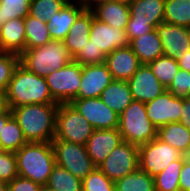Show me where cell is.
Returning a JSON list of instances; mask_svg holds the SVG:
<instances>
[{"instance_id": "5b68a950", "label": "cell", "mask_w": 190, "mask_h": 191, "mask_svg": "<svg viewBox=\"0 0 190 191\" xmlns=\"http://www.w3.org/2000/svg\"><path fill=\"white\" fill-rule=\"evenodd\" d=\"M123 141L140 146L157 137V127L147 116L145 103L133 100L119 115L117 128Z\"/></svg>"}, {"instance_id": "e575fe53", "label": "cell", "mask_w": 190, "mask_h": 191, "mask_svg": "<svg viewBox=\"0 0 190 191\" xmlns=\"http://www.w3.org/2000/svg\"><path fill=\"white\" fill-rule=\"evenodd\" d=\"M31 0H0L2 25L11 19L25 18L29 14Z\"/></svg>"}, {"instance_id": "9c48e42d", "label": "cell", "mask_w": 190, "mask_h": 191, "mask_svg": "<svg viewBox=\"0 0 190 191\" xmlns=\"http://www.w3.org/2000/svg\"><path fill=\"white\" fill-rule=\"evenodd\" d=\"M183 155L158 137L139 146V169L155 177Z\"/></svg>"}, {"instance_id": "3957f363", "label": "cell", "mask_w": 190, "mask_h": 191, "mask_svg": "<svg viewBox=\"0 0 190 191\" xmlns=\"http://www.w3.org/2000/svg\"><path fill=\"white\" fill-rule=\"evenodd\" d=\"M14 154L18 176L30 179L41 186L47 184L56 165L51 142H27Z\"/></svg>"}, {"instance_id": "816d5d0a", "label": "cell", "mask_w": 190, "mask_h": 191, "mask_svg": "<svg viewBox=\"0 0 190 191\" xmlns=\"http://www.w3.org/2000/svg\"><path fill=\"white\" fill-rule=\"evenodd\" d=\"M40 191H54L52 188L48 187V186H42Z\"/></svg>"}, {"instance_id": "9a60e30c", "label": "cell", "mask_w": 190, "mask_h": 191, "mask_svg": "<svg viewBox=\"0 0 190 191\" xmlns=\"http://www.w3.org/2000/svg\"><path fill=\"white\" fill-rule=\"evenodd\" d=\"M112 81L105 63L82 66L81 84L74 99L98 98Z\"/></svg>"}, {"instance_id": "db71d44e", "label": "cell", "mask_w": 190, "mask_h": 191, "mask_svg": "<svg viewBox=\"0 0 190 191\" xmlns=\"http://www.w3.org/2000/svg\"><path fill=\"white\" fill-rule=\"evenodd\" d=\"M68 1H71V0H68ZM72 1L80 3L82 0H72Z\"/></svg>"}, {"instance_id": "484cf974", "label": "cell", "mask_w": 190, "mask_h": 191, "mask_svg": "<svg viewBox=\"0 0 190 191\" xmlns=\"http://www.w3.org/2000/svg\"><path fill=\"white\" fill-rule=\"evenodd\" d=\"M157 137L182 155L190 149V130L180 122H171L159 127Z\"/></svg>"}, {"instance_id": "d4e9b609", "label": "cell", "mask_w": 190, "mask_h": 191, "mask_svg": "<svg viewBox=\"0 0 190 191\" xmlns=\"http://www.w3.org/2000/svg\"><path fill=\"white\" fill-rule=\"evenodd\" d=\"M99 98L118 115L133 101L129 83L124 80H113Z\"/></svg>"}, {"instance_id": "8d00e7d4", "label": "cell", "mask_w": 190, "mask_h": 191, "mask_svg": "<svg viewBox=\"0 0 190 191\" xmlns=\"http://www.w3.org/2000/svg\"><path fill=\"white\" fill-rule=\"evenodd\" d=\"M19 64V55L0 51V91L5 92L9 86L15 68Z\"/></svg>"}, {"instance_id": "6da1fadb", "label": "cell", "mask_w": 190, "mask_h": 191, "mask_svg": "<svg viewBox=\"0 0 190 191\" xmlns=\"http://www.w3.org/2000/svg\"><path fill=\"white\" fill-rule=\"evenodd\" d=\"M59 104H28L11 109L27 142H52Z\"/></svg>"}, {"instance_id": "d6a6232c", "label": "cell", "mask_w": 190, "mask_h": 191, "mask_svg": "<svg viewBox=\"0 0 190 191\" xmlns=\"http://www.w3.org/2000/svg\"><path fill=\"white\" fill-rule=\"evenodd\" d=\"M148 65L160 83L166 88L180 69L177 60L165 55L158 57Z\"/></svg>"}, {"instance_id": "83f0119b", "label": "cell", "mask_w": 190, "mask_h": 191, "mask_svg": "<svg viewBox=\"0 0 190 191\" xmlns=\"http://www.w3.org/2000/svg\"><path fill=\"white\" fill-rule=\"evenodd\" d=\"M115 191H155L154 177L139 168L114 182Z\"/></svg>"}, {"instance_id": "836d02e7", "label": "cell", "mask_w": 190, "mask_h": 191, "mask_svg": "<svg viewBox=\"0 0 190 191\" xmlns=\"http://www.w3.org/2000/svg\"><path fill=\"white\" fill-rule=\"evenodd\" d=\"M68 0H31L29 14L30 16L47 22L53 17Z\"/></svg>"}, {"instance_id": "74e56055", "label": "cell", "mask_w": 190, "mask_h": 191, "mask_svg": "<svg viewBox=\"0 0 190 191\" xmlns=\"http://www.w3.org/2000/svg\"><path fill=\"white\" fill-rule=\"evenodd\" d=\"M106 55L100 48L88 41L86 45L73 57V61L78 62L82 66L102 64L105 62Z\"/></svg>"}, {"instance_id": "c3c4849f", "label": "cell", "mask_w": 190, "mask_h": 191, "mask_svg": "<svg viewBox=\"0 0 190 191\" xmlns=\"http://www.w3.org/2000/svg\"><path fill=\"white\" fill-rule=\"evenodd\" d=\"M7 109L5 92L0 91V113L4 112Z\"/></svg>"}, {"instance_id": "52a82bcc", "label": "cell", "mask_w": 190, "mask_h": 191, "mask_svg": "<svg viewBox=\"0 0 190 191\" xmlns=\"http://www.w3.org/2000/svg\"><path fill=\"white\" fill-rule=\"evenodd\" d=\"M82 65L72 61L45 77L49 92L57 103H70L79 92Z\"/></svg>"}, {"instance_id": "ab89813d", "label": "cell", "mask_w": 190, "mask_h": 191, "mask_svg": "<svg viewBox=\"0 0 190 191\" xmlns=\"http://www.w3.org/2000/svg\"><path fill=\"white\" fill-rule=\"evenodd\" d=\"M18 176L14 152H0V181L9 183Z\"/></svg>"}, {"instance_id": "e0dca14e", "label": "cell", "mask_w": 190, "mask_h": 191, "mask_svg": "<svg viewBox=\"0 0 190 191\" xmlns=\"http://www.w3.org/2000/svg\"><path fill=\"white\" fill-rule=\"evenodd\" d=\"M121 142L122 135L117 128L100 129L93 131L85 146L94 166L98 167Z\"/></svg>"}, {"instance_id": "f1b7e54d", "label": "cell", "mask_w": 190, "mask_h": 191, "mask_svg": "<svg viewBox=\"0 0 190 191\" xmlns=\"http://www.w3.org/2000/svg\"><path fill=\"white\" fill-rule=\"evenodd\" d=\"M164 22L190 28V0H165Z\"/></svg>"}, {"instance_id": "681fc988", "label": "cell", "mask_w": 190, "mask_h": 191, "mask_svg": "<svg viewBox=\"0 0 190 191\" xmlns=\"http://www.w3.org/2000/svg\"><path fill=\"white\" fill-rule=\"evenodd\" d=\"M0 191H8V183L0 181Z\"/></svg>"}, {"instance_id": "2e32d148", "label": "cell", "mask_w": 190, "mask_h": 191, "mask_svg": "<svg viewBox=\"0 0 190 191\" xmlns=\"http://www.w3.org/2000/svg\"><path fill=\"white\" fill-rule=\"evenodd\" d=\"M89 40L106 56L117 48L129 45L125 30L101 22L95 17L92 20Z\"/></svg>"}, {"instance_id": "8fae6325", "label": "cell", "mask_w": 190, "mask_h": 191, "mask_svg": "<svg viewBox=\"0 0 190 191\" xmlns=\"http://www.w3.org/2000/svg\"><path fill=\"white\" fill-rule=\"evenodd\" d=\"M70 104L92 125L94 130L118 128L119 115L99 97L73 99Z\"/></svg>"}, {"instance_id": "277c9868", "label": "cell", "mask_w": 190, "mask_h": 191, "mask_svg": "<svg viewBox=\"0 0 190 191\" xmlns=\"http://www.w3.org/2000/svg\"><path fill=\"white\" fill-rule=\"evenodd\" d=\"M73 61L63 41L52 40L42 47L26 49L19 55V63L41 77L48 76Z\"/></svg>"}, {"instance_id": "603a6c76", "label": "cell", "mask_w": 190, "mask_h": 191, "mask_svg": "<svg viewBox=\"0 0 190 191\" xmlns=\"http://www.w3.org/2000/svg\"><path fill=\"white\" fill-rule=\"evenodd\" d=\"M93 17L94 13L92 11L85 10L77 18L63 40L66 48L73 57L88 43Z\"/></svg>"}, {"instance_id": "4dcf8cb0", "label": "cell", "mask_w": 190, "mask_h": 191, "mask_svg": "<svg viewBox=\"0 0 190 191\" xmlns=\"http://www.w3.org/2000/svg\"><path fill=\"white\" fill-rule=\"evenodd\" d=\"M46 186L54 191H82V180L66 169L55 165Z\"/></svg>"}, {"instance_id": "7bdbcfd3", "label": "cell", "mask_w": 190, "mask_h": 191, "mask_svg": "<svg viewBox=\"0 0 190 191\" xmlns=\"http://www.w3.org/2000/svg\"><path fill=\"white\" fill-rule=\"evenodd\" d=\"M179 189L180 191H190V163L186 161L183 162L179 175Z\"/></svg>"}, {"instance_id": "ac0fdd59", "label": "cell", "mask_w": 190, "mask_h": 191, "mask_svg": "<svg viewBox=\"0 0 190 191\" xmlns=\"http://www.w3.org/2000/svg\"><path fill=\"white\" fill-rule=\"evenodd\" d=\"M104 63L111 73L113 80L124 81H128L141 65L138 57L129 45L117 48L109 53Z\"/></svg>"}, {"instance_id": "f907efd6", "label": "cell", "mask_w": 190, "mask_h": 191, "mask_svg": "<svg viewBox=\"0 0 190 191\" xmlns=\"http://www.w3.org/2000/svg\"><path fill=\"white\" fill-rule=\"evenodd\" d=\"M183 157L187 163H190V149L183 155Z\"/></svg>"}, {"instance_id": "1f68e13d", "label": "cell", "mask_w": 190, "mask_h": 191, "mask_svg": "<svg viewBox=\"0 0 190 191\" xmlns=\"http://www.w3.org/2000/svg\"><path fill=\"white\" fill-rule=\"evenodd\" d=\"M184 161L182 156L154 177L155 191H180L179 175Z\"/></svg>"}, {"instance_id": "cb8c5ba5", "label": "cell", "mask_w": 190, "mask_h": 191, "mask_svg": "<svg viewBox=\"0 0 190 191\" xmlns=\"http://www.w3.org/2000/svg\"><path fill=\"white\" fill-rule=\"evenodd\" d=\"M129 46L138 57L140 64H149L164 55L161 39L156 29H152L149 33L134 38L129 42Z\"/></svg>"}, {"instance_id": "bcb514c9", "label": "cell", "mask_w": 190, "mask_h": 191, "mask_svg": "<svg viewBox=\"0 0 190 191\" xmlns=\"http://www.w3.org/2000/svg\"><path fill=\"white\" fill-rule=\"evenodd\" d=\"M109 0H82L80 2V5L85 9V10H92L95 8L98 4L105 3Z\"/></svg>"}, {"instance_id": "ffe728a7", "label": "cell", "mask_w": 190, "mask_h": 191, "mask_svg": "<svg viewBox=\"0 0 190 191\" xmlns=\"http://www.w3.org/2000/svg\"><path fill=\"white\" fill-rule=\"evenodd\" d=\"M26 50L24 18L11 19L0 27V51L20 55Z\"/></svg>"}, {"instance_id": "f35d334b", "label": "cell", "mask_w": 190, "mask_h": 191, "mask_svg": "<svg viewBox=\"0 0 190 191\" xmlns=\"http://www.w3.org/2000/svg\"><path fill=\"white\" fill-rule=\"evenodd\" d=\"M166 90L179 98L190 97V72L179 69Z\"/></svg>"}, {"instance_id": "4fadbf2b", "label": "cell", "mask_w": 190, "mask_h": 191, "mask_svg": "<svg viewBox=\"0 0 190 191\" xmlns=\"http://www.w3.org/2000/svg\"><path fill=\"white\" fill-rule=\"evenodd\" d=\"M128 83L133 100L143 103L152 101L166 91L148 64H141Z\"/></svg>"}, {"instance_id": "b9f144b4", "label": "cell", "mask_w": 190, "mask_h": 191, "mask_svg": "<svg viewBox=\"0 0 190 191\" xmlns=\"http://www.w3.org/2000/svg\"><path fill=\"white\" fill-rule=\"evenodd\" d=\"M153 28L146 24L141 22H134L130 17L127 23L126 27V34L128 41L130 42L134 38H137L141 35H144L146 33H149Z\"/></svg>"}, {"instance_id": "44dd1931", "label": "cell", "mask_w": 190, "mask_h": 191, "mask_svg": "<svg viewBox=\"0 0 190 191\" xmlns=\"http://www.w3.org/2000/svg\"><path fill=\"white\" fill-rule=\"evenodd\" d=\"M129 6L134 22L146 23L153 29L164 22L165 0H132Z\"/></svg>"}, {"instance_id": "8992f818", "label": "cell", "mask_w": 190, "mask_h": 191, "mask_svg": "<svg viewBox=\"0 0 190 191\" xmlns=\"http://www.w3.org/2000/svg\"><path fill=\"white\" fill-rule=\"evenodd\" d=\"M93 131L92 125L70 103H59L53 140L85 145Z\"/></svg>"}, {"instance_id": "60d3db41", "label": "cell", "mask_w": 190, "mask_h": 191, "mask_svg": "<svg viewBox=\"0 0 190 191\" xmlns=\"http://www.w3.org/2000/svg\"><path fill=\"white\" fill-rule=\"evenodd\" d=\"M41 185L20 176L8 183V191H40Z\"/></svg>"}, {"instance_id": "7dc6e473", "label": "cell", "mask_w": 190, "mask_h": 191, "mask_svg": "<svg viewBox=\"0 0 190 191\" xmlns=\"http://www.w3.org/2000/svg\"><path fill=\"white\" fill-rule=\"evenodd\" d=\"M11 109L7 108L4 112L0 113V133L3 130L6 122L12 117Z\"/></svg>"}, {"instance_id": "ba28073f", "label": "cell", "mask_w": 190, "mask_h": 191, "mask_svg": "<svg viewBox=\"0 0 190 191\" xmlns=\"http://www.w3.org/2000/svg\"><path fill=\"white\" fill-rule=\"evenodd\" d=\"M56 165L83 180L95 166L89 157L86 146L64 140H52Z\"/></svg>"}, {"instance_id": "7402d4cb", "label": "cell", "mask_w": 190, "mask_h": 191, "mask_svg": "<svg viewBox=\"0 0 190 191\" xmlns=\"http://www.w3.org/2000/svg\"><path fill=\"white\" fill-rule=\"evenodd\" d=\"M91 11L94 13V17L99 21L115 28L126 30L130 17L129 4L109 0L105 3L98 4Z\"/></svg>"}, {"instance_id": "5bb4252c", "label": "cell", "mask_w": 190, "mask_h": 191, "mask_svg": "<svg viewBox=\"0 0 190 191\" xmlns=\"http://www.w3.org/2000/svg\"><path fill=\"white\" fill-rule=\"evenodd\" d=\"M155 29L161 39L165 56L178 60L190 50V28L163 22Z\"/></svg>"}, {"instance_id": "4316f807", "label": "cell", "mask_w": 190, "mask_h": 191, "mask_svg": "<svg viewBox=\"0 0 190 191\" xmlns=\"http://www.w3.org/2000/svg\"><path fill=\"white\" fill-rule=\"evenodd\" d=\"M26 49L42 47L52 41L47 22H42L30 15L25 18Z\"/></svg>"}, {"instance_id": "ee69618b", "label": "cell", "mask_w": 190, "mask_h": 191, "mask_svg": "<svg viewBox=\"0 0 190 191\" xmlns=\"http://www.w3.org/2000/svg\"><path fill=\"white\" fill-rule=\"evenodd\" d=\"M181 124L190 130V97L182 98Z\"/></svg>"}, {"instance_id": "7a4b0ae2", "label": "cell", "mask_w": 190, "mask_h": 191, "mask_svg": "<svg viewBox=\"0 0 190 191\" xmlns=\"http://www.w3.org/2000/svg\"><path fill=\"white\" fill-rule=\"evenodd\" d=\"M5 98L9 109L28 104H59L52 98L45 78L20 63L13 72Z\"/></svg>"}, {"instance_id": "f6af8a7d", "label": "cell", "mask_w": 190, "mask_h": 191, "mask_svg": "<svg viewBox=\"0 0 190 191\" xmlns=\"http://www.w3.org/2000/svg\"><path fill=\"white\" fill-rule=\"evenodd\" d=\"M177 61L180 69L190 72V50L186 51Z\"/></svg>"}, {"instance_id": "d590c367", "label": "cell", "mask_w": 190, "mask_h": 191, "mask_svg": "<svg viewBox=\"0 0 190 191\" xmlns=\"http://www.w3.org/2000/svg\"><path fill=\"white\" fill-rule=\"evenodd\" d=\"M82 191H115V185L98 167H95L82 180Z\"/></svg>"}, {"instance_id": "30bf717a", "label": "cell", "mask_w": 190, "mask_h": 191, "mask_svg": "<svg viewBox=\"0 0 190 191\" xmlns=\"http://www.w3.org/2000/svg\"><path fill=\"white\" fill-rule=\"evenodd\" d=\"M139 146L123 141L113 148L98 168L113 182L139 168Z\"/></svg>"}, {"instance_id": "f546056e", "label": "cell", "mask_w": 190, "mask_h": 191, "mask_svg": "<svg viewBox=\"0 0 190 191\" xmlns=\"http://www.w3.org/2000/svg\"><path fill=\"white\" fill-rule=\"evenodd\" d=\"M27 143L17 120L12 116L0 133V147L3 151L16 152Z\"/></svg>"}, {"instance_id": "7c38bea8", "label": "cell", "mask_w": 190, "mask_h": 191, "mask_svg": "<svg viewBox=\"0 0 190 191\" xmlns=\"http://www.w3.org/2000/svg\"><path fill=\"white\" fill-rule=\"evenodd\" d=\"M147 116L157 127L171 122H179L182 111V98L166 90L161 95L145 103Z\"/></svg>"}, {"instance_id": "d6986e66", "label": "cell", "mask_w": 190, "mask_h": 191, "mask_svg": "<svg viewBox=\"0 0 190 191\" xmlns=\"http://www.w3.org/2000/svg\"><path fill=\"white\" fill-rule=\"evenodd\" d=\"M76 3L68 1L47 21L52 40L63 41L77 18L85 11L79 2Z\"/></svg>"}, {"instance_id": "f5cc1de1", "label": "cell", "mask_w": 190, "mask_h": 191, "mask_svg": "<svg viewBox=\"0 0 190 191\" xmlns=\"http://www.w3.org/2000/svg\"><path fill=\"white\" fill-rule=\"evenodd\" d=\"M114 1L130 4L132 0H114Z\"/></svg>"}]
</instances>
